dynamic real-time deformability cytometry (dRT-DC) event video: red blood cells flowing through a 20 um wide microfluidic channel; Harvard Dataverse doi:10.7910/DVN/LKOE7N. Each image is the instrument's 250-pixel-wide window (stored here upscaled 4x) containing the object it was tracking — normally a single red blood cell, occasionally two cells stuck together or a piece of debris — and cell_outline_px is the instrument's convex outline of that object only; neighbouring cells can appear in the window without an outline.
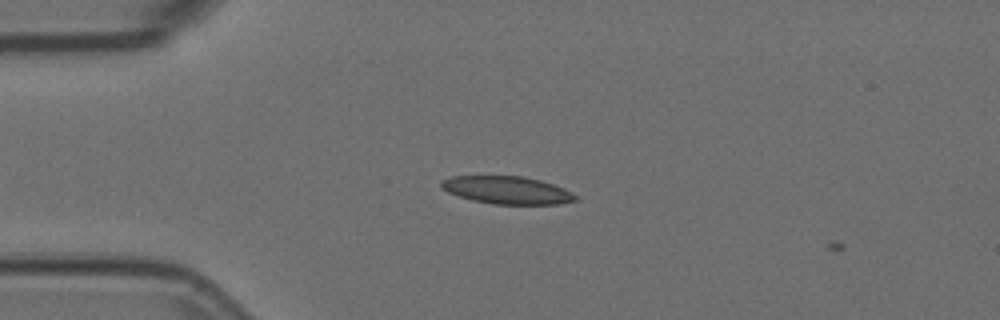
{"species": "Egyptian fruit bat (a non-hibernating species)", "species_latin": "Rousettus aegyptiacus", "temperature_condition": "room temperature", "stored_images_in_passage": 7, "camera_frame_rate_fps": 3000, "um_per_image_px": 0.085, "animal": {"sex": "female"}, "frame": {"image": 1, "passage_image": 6, "time_ms": 1.667, "image_size_px": [1000, 320], "cell_outline_px": [[580, 200], [560, 204], [492, 204], [472, 200], [448, 192], [440, 188], [440, 180], [452, 176], [524, 176], [540, 180], [564, 188], [572, 192]], "centroid_in_image_um": [43.11, 16.16], "position_along_channel_um": 41.9, "area_um2": 21.79}}